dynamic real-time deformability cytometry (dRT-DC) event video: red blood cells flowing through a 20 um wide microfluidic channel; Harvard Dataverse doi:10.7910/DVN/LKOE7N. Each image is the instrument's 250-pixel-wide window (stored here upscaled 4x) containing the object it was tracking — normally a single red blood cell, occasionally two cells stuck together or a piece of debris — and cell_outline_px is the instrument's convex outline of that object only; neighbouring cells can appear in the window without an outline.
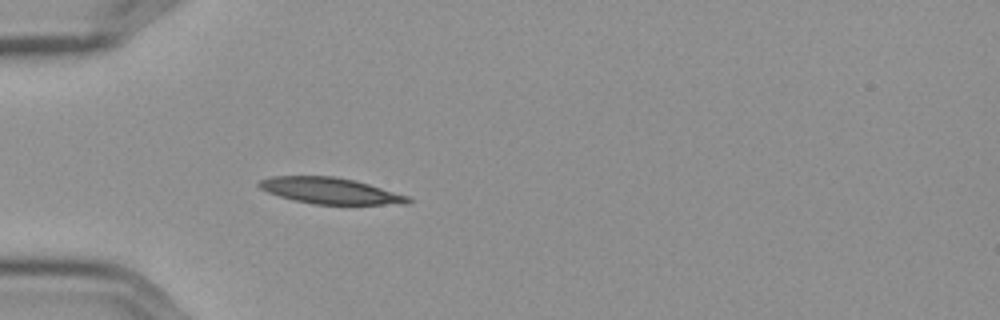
{"species": "Egyptian fruit bat (a non-hibernating species)", "species_latin": "Rousettus aegyptiacus", "temperature_condition": "cold", "stored_images_in_passage": 1, "camera_frame_rate_fps": 3000, "um_per_image_px": 0.085, "frame": {"image": 1, "passage_image": 1, "time_ms": 0.0, "image_size_px": [1000, 320], "cell_outline_px": [[412, 200], [408, 204], [312, 204], [280, 196], [268, 192], [260, 188], [256, 184], [260, 180], [272, 176], [336, 176], [356, 180], [408, 196]], "centroid_in_image_um": [28.07, 16.2], "position_along_channel_um": 56.9, "area_um2": 22.6}}